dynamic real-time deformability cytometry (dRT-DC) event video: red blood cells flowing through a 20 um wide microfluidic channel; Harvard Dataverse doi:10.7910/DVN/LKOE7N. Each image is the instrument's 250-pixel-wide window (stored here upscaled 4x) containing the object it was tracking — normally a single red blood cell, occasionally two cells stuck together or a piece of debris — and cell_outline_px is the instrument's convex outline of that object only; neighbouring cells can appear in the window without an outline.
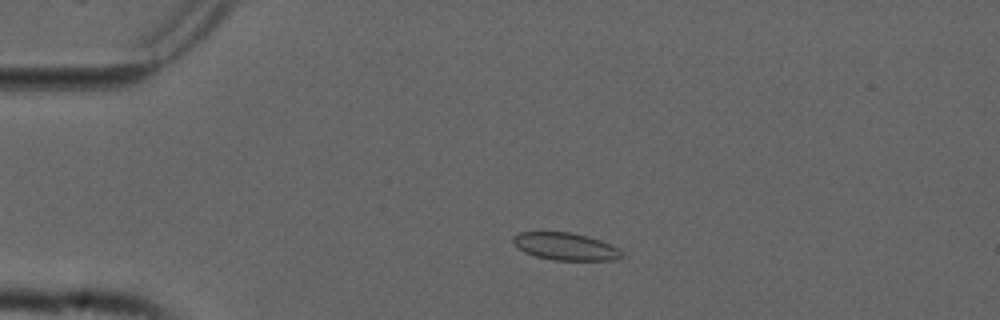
{"species": "common noctule bat (a hibernating species)", "species_latin": "Nyctalus noctula", "temperature_condition": "cold", "stored_images_in_passage": 39, "camera_frame_rate_fps": 3000, "um_per_image_px": 0.085, "animal": {"sex": "male", "forearm_length_mm": 52.5}, "frame": {"image": 1, "passage_image": 9, "time_ms": 2.667, "image_size_px": [1000, 320], "cell_outline_px": [[624, 256], [616, 260], [552, 260], [536, 256], [524, 252], [512, 240], [512, 236], [520, 232], [572, 232], [588, 236], [600, 240], [620, 248], [624, 252]], "centroid_in_image_um": [48.12, 20.95], "position_along_channel_um": 36.9, "area_um2": 17.46}}
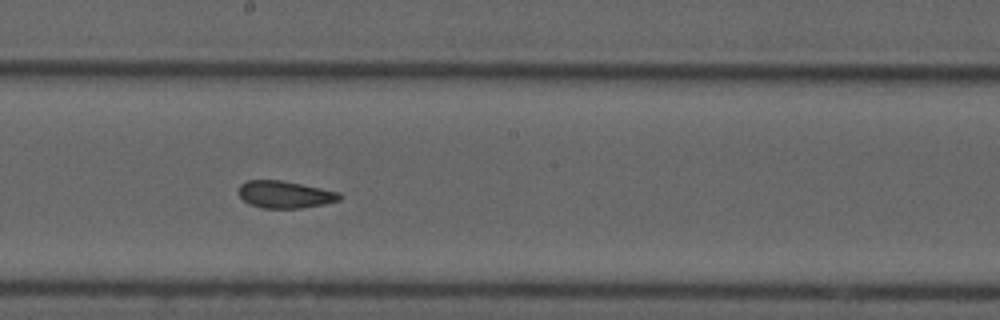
{"frame": {"image": 2, "passage_image": 27, "time_ms": 8.667, "image_size_px": [1000, 320], "cell_outline_px": [[340, 200], [324, 204], [300, 208], [260, 208], [248, 204], [240, 196], [240, 184], [248, 180], [280, 180], [340, 192]], "centroid_in_image_um": [24.2, 16.54], "position_along_channel_um": 224.0, "area_um2": 15.84}}
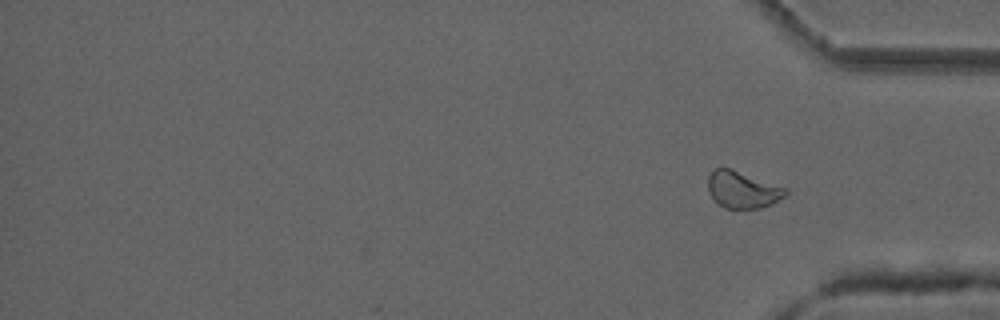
{"frame": {"image": 3, "passage_image": 39, "time_ms": 12.667, "image_size_px": [1000, 320], "cell_outline_px": [[788, 192], [784, 196], [772, 204], [760, 208], [724, 208], [712, 196], [708, 188], [708, 176], [716, 168], [732, 168], [788, 188]], "centroid_in_image_um": [63.15, 16.11], "position_along_channel_um": 372.0, "area_um2": 16.59}, "authors_computed_cell_mechanics": {"area_um2": 16.762, "velocity_mm_per_s": 3.7456, "shape_relaxation_time_tau1_ms": 9.145, "shape_relaxation_time_tau2_ms": 1.6385, "deformation_change_tau1": 0.1334, "deformation_change_tau2": 0.0658}}